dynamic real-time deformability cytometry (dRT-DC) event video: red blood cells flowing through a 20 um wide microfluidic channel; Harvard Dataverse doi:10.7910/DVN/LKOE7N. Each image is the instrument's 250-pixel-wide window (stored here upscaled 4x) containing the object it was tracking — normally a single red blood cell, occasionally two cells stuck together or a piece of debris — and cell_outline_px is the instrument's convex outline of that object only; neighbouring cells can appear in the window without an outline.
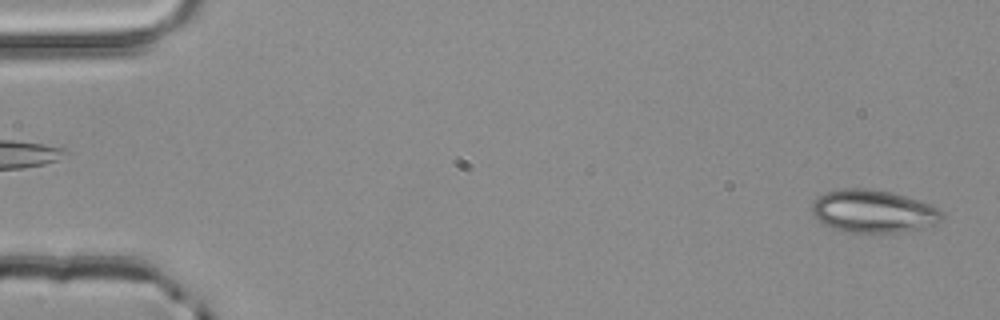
{"species": "common noctule bat (a hibernating species)", "species_latin": "Nyctalus noctula", "temperature_condition": "room temperature", "stored_images_in_passage": 3, "segment_of_instrument_passage": [2, 2], "camera_frame_rate_fps": 3000, "um_per_image_px": 0.085, "animal": {"sex": "male", "body_mass_g": 20.4}, "frame": {"image": 1, "passage_image": 3, "time_ms": 0.667, "image_size_px": [1000, 320], "cell_outline_px": [[944, 216], [936, 224], [920, 228], [900, 232], [848, 232], [832, 228], [816, 220], [812, 216], [812, 204], [824, 192], [840, 188], [868, 188], [892, 192], [920, 200], [940, 208], [944, 212]], "centroid_in_image_um": [74.23, 17.94], "position_along_channel_um": 10.8, "area_um2": 32.71}}